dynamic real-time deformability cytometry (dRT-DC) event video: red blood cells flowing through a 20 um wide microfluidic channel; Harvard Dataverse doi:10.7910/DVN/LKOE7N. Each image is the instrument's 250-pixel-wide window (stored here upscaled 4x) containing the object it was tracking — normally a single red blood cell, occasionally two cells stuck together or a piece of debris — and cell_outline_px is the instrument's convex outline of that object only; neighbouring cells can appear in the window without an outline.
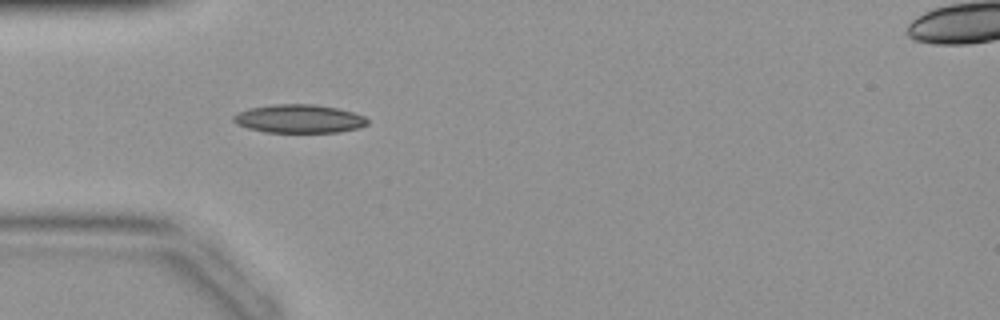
{"species": "common noctule bat (a hibernating species)", "species_latin": "Nyctalus noctula", "temperature_condition": "warm", "stored_images_in_passage": 34, "camera_frame_rate_fps": 3000, "um_per_image_px": 0.085, "animal": {"sex": "female", "body_mass_g": 19.9}, "frame": {"image": 1, "passage_image": 4, "time_ms": 1.0, "image_size_px": [1000, 320], "cell_outline_px": [[368, 124], [360, 128], [340, 132], [264, 132], [248, 128], [236, 124], [232, 120], [232, 116], [248, 108], [272, 104], [312, 104], [336, 108], [352, 112], [364, 116], [368, 120]], "centroid_in_image_um": [25.41, 10.1], "position_along_channel_um": 59.6, "area_um2": 22.25}}
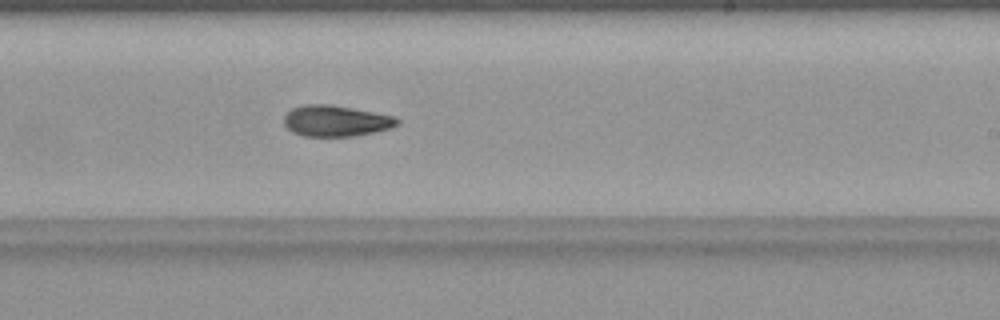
{"frame": {"image": 2, "passage_image": 17, "time_ms": 5.333, "image_size_px": [1000, 320], "cell_outline_px": [[400, 124], [392, 128], [376, 132], [352, 136], [304, 136], [292, 132], [284, 124], [284, 116], [292, 108], [304, 104], [332, 104], [396, 116], [400, 120]], "centroid_in_image_um": [28.59, 10.27], "position_along_channel_um": 260.4, "area_um2": 20.75}}
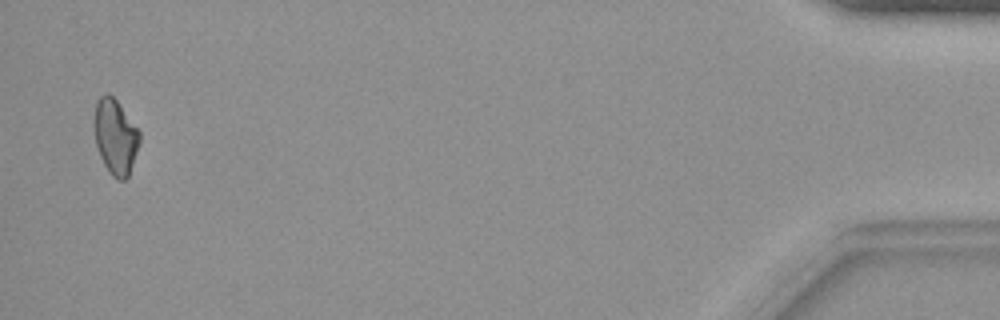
{"frame": {"image": 3, "passage_image": 33, "time_ms": 10.667, "image_size_px": [1000, 320], "cell_outline_px": [[140, 140], [128, 176], [124, 180], [116, 180], [112, 176], [104, 164], [96, 148], [92, 128], [92, 120], [96, 100], [100, 96], [108, 92], [116, 100], [140, 132]], "centroid_in_image_um": [9.75, 11.6], "position_along_channel_um": 425.5, "area_um2": 20.11}}